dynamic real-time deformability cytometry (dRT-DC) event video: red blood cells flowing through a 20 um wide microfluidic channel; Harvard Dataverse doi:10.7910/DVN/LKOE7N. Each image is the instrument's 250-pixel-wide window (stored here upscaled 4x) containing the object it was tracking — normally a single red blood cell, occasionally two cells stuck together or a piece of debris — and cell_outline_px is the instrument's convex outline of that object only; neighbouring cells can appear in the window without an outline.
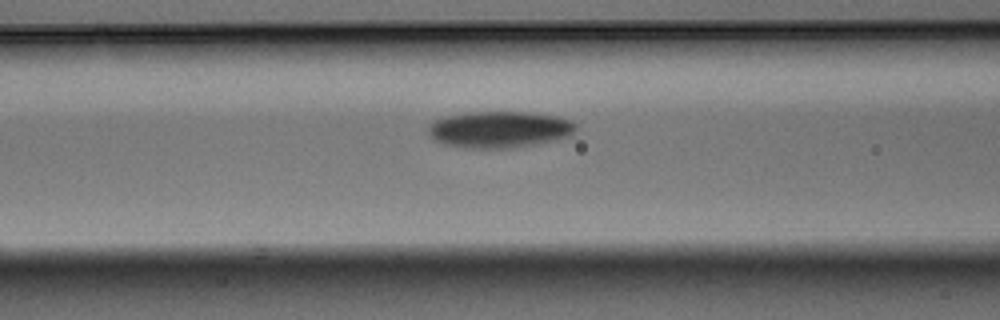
{"species": "Egyptian fruit bat (a non-hibernating species)", "species_latin": "Rousettus aegyptiacus", "temperature_condition": "warm", "stored_images_in_passage": 6, "camera_frame_rate_fps": 3000, "um_per_image_px": 0.085, "animal": {"sex": "male"}, "frame": {"image": 1, "passage_image": 6, "time_ms": 1.667, "image_size_px": [1000, 320], "cell_outline_px": [[576, 128], [572, 136], [536, 144], [512, 148], [464, 148], [444, 144], [436, 140], [428, 132], [428, 124], [444, 116], [468, 112], [528, 112], [556, 116], [572, 120], [576, 124]], "centroid_in_image_um": [42.47, 11.0], "position_along_channel_um": 124.1, "area_um2": 31.62}}